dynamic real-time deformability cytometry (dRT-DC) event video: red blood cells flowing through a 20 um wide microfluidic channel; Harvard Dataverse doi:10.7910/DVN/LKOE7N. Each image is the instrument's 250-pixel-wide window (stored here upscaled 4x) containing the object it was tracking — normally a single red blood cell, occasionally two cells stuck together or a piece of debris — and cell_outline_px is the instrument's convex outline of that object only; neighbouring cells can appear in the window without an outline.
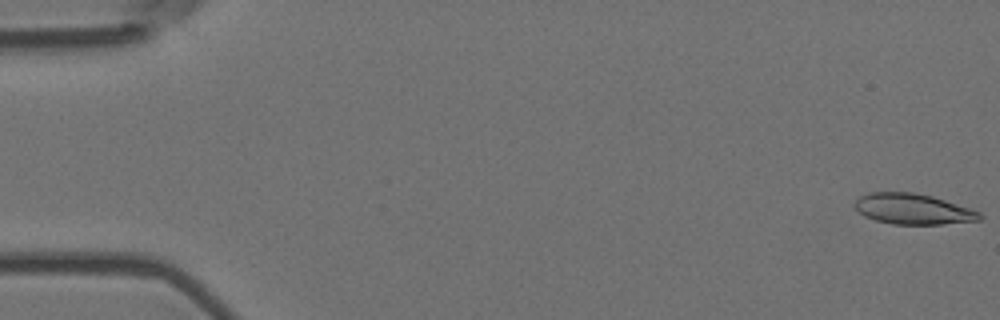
{"species": "Egyptian fruit bat (a non-hibernating species)", "species_latin": "Rousettus aegyptiacus", "temperature_condition": "room temperature", "stored_images_in_passage": 55, "camera_frame_rate_fps": 3000, "um_per_image_px": 0.085, "animal": {"sex": "female"}, "frame": {"image": 1, "passage_image": 1, "time_ms": 0.0, "image_size_px": [1000, 320], "cell_outline_px": [[984, 216], [980, 220], [944, 224], [892, 224], [876, 220], [864, 216], [856, 208], [856, 200], [860, 196], [868, 192], [912, 192], [932, 196], [972, 208], [980, 212]], "centroid_in_image_um": [77.65, 17.76], "position_along_channel_um": 7.4, "area_um2": 22.31}}
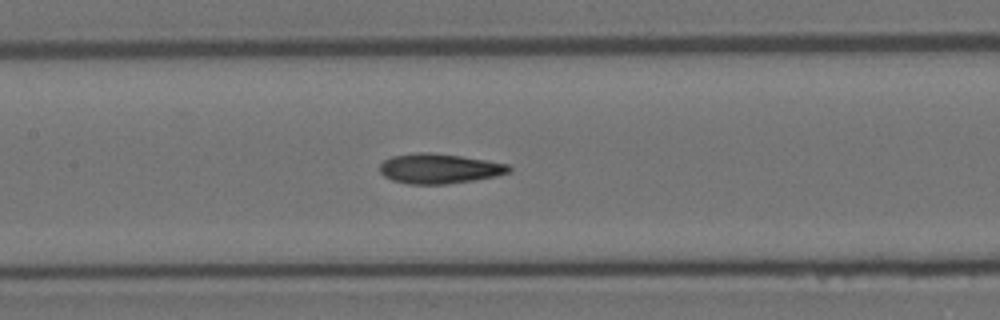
{"frame": {"image": 2, "passage_image": 26, "time_ms": 8.333, "image_size_px": [1000, 320], "cell_outline_px": [[512, 172], [496, 176], [472, 180], [444, 184], [408, 184], [392, 180], [384, 176], [380, 172], [380, 164], [384, 160], [392, 156], [416, 152], [428, 152], [460, 156], [508, 164], [512, 168]], "centroid_in_image_um": [37.32, 14.33], "position_along_channel_um": 170.1, "area_um2": 22.43}}
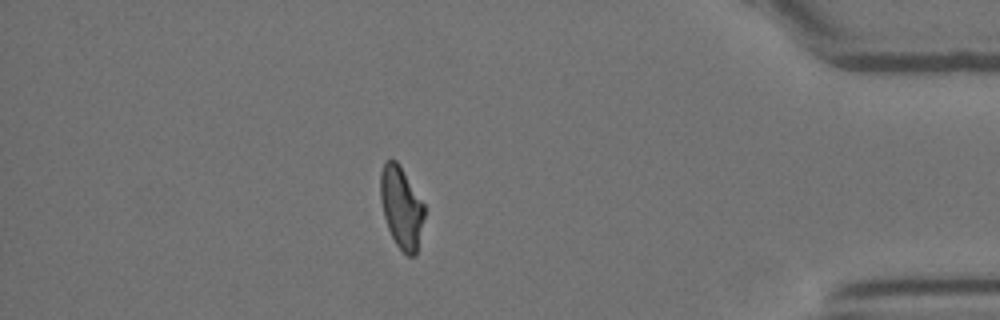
{"frame": {"image": 3, "passage_image": 48, "time_ms": 15.667, "image_size_px": [1000, 320], "cell_outline_px": [[424, 216], [416, 256], [408, 256], [396, 244], [388, 228], [384, 216], [380, 200], [380, 172], [384, 160], [392, 156], [396, 160], [424, 204]], "centroid_in_image_um": [34.09, 17.59], "position_along_channel_um": 401.1, "area_um2": 20.87}, "authors_computed_cell_mechanics": {"area_um2": 22.1374, "velocity_mm_per_s": 3.7013, "shape_relaxation_time_tau1_ms": null, "shape_relaxation_time_tau2_ms": 2.5658, "deformation_change_tau1": null, "deformation_change_tau2": 0.0964}}